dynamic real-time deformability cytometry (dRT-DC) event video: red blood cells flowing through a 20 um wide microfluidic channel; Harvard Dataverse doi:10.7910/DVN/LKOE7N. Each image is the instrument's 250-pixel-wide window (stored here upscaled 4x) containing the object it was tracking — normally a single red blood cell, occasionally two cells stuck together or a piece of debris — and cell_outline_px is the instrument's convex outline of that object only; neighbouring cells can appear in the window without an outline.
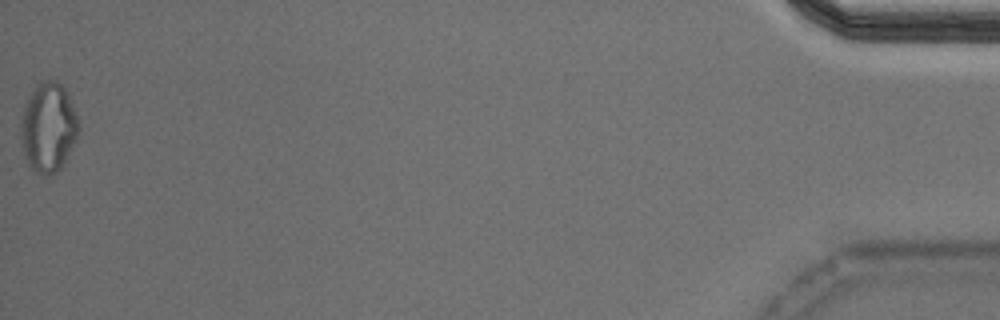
{"species": "Egyptian fruit bat (a non-hibernating species)", "species_latin": "Rousettus aegyptiacus", "temperature_condition": "cold", "stored_images_in_passage": 53, "segment_of_instrument_passage": [2, 2], "camera_frame_rate_fps": 3000, "um_per_image_px": 0.085, "animal": {"sex": "male"}, "frame": {"image": 1, "passage_image": 53, "time_ms": 17.333, "image_size_px": [1000, 320], "cell_outline_px": [[80, 128], [64, 164], [56, 172], [48, 176], [44, 176], [36, 172], [28, 164], [24, 156], [20, 140], [20, 120], [24, 104], [36, 84], [40, 80], [56, 80], [68, 92], [80, 120]], "centroid_in_image_um": [4.1, 10.81], "position_along_channel_um": 431.1, "area_um2": 30.75}}